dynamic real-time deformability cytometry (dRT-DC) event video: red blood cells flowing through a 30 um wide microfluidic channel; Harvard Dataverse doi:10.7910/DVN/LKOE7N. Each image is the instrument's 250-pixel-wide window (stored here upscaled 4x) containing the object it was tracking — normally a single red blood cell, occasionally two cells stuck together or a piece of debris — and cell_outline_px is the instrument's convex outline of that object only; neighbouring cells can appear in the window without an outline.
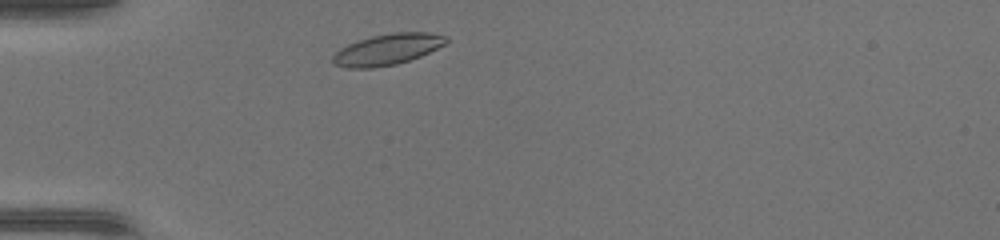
{"species": "common noctule bat (a hibernating species)", "species_latin": "Nyctalus noctula", "temperature_condition": "warm", "stored_images_in_passage": 33, "camera_frame_rate_fps": 3000, "um_per_image_px": 0.085, "animal": {"sex": "female", "body_mass_g": 17.0, "forearm_length_mm": 48.0}, "frame": {"image": 1, "passage_image": 2, "time_ms": 0.333, "image_size_px": [1000, 240], "cell_outline_px": [[448, 40], [444, 44], [420, 56], [396, 64], [372, 68], [348, 68], [332, 64], [332, 56], [340, 48], [348, 44], [372, 36], [392, 32], [428, 32], [448, 36]], "centroid_in_image_um": [32.9, 4.2], "position_along_channel_um": 52.1, "area_um2": 20.4}}
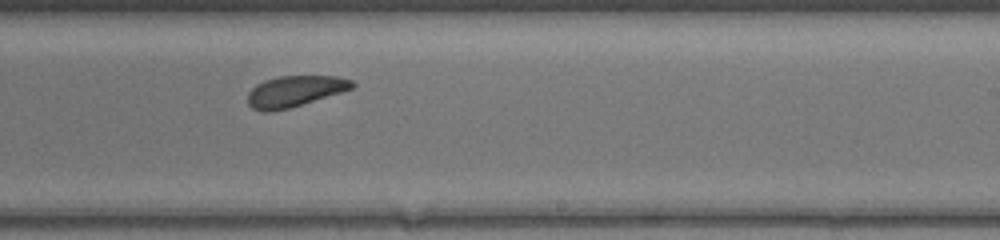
{"frame": {"image": 2, "passage_image": 18, "time_ms": 5.667, "image_size_px": [1000, 240], "cell_outline_px": [[356, 84], [352, 88], [340, 92], [288, 108], [272, 112], [264, 112], [252, 108], [248, 104], [248, 92], [256, 84], [264, 80], [276, 76], [336, 76], [352, 80]], "centroid_in_image_um": [25.01, 7.75], "position_along_channel_um": 264.0, "area_um2": 18.73}}
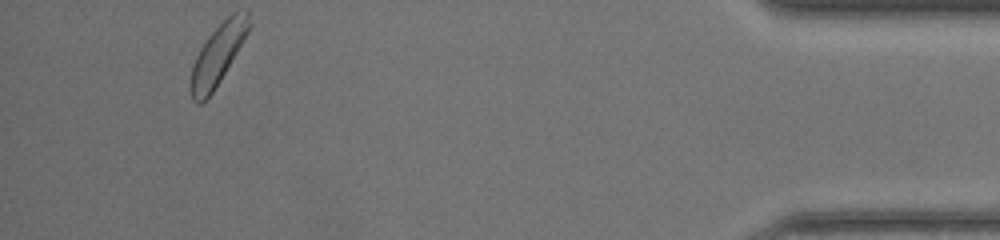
{"frame": {"image": 3, "passage_image": 33, "time_ms": 10.667, "image_size_px": [1000, 240], "cell_outline_px": [[252, 24], [248, 32], [220, 80], [212, 92], [200, 104], [196, 104], [192, 100], [188, 88], [188, 84], [192, 64], [200, 48], [208, 36], [232, 12], [248, 12]], "centroid_in_image_um": [18.46, 4.68], "position_along_channel_um": 416.7, "area_um2": 20.4}, "authors_computed_cell_mechanics": {"area_um2": 19.941, "velocity_mm_per_s": 4.3101, "shape_relaxation_time_tau1_ms": 2.5252, "shape_relaxation_time_tau2_ms": 5.1232, "deformation_change_tau1": 0.0728, "deformation_change_tau2": 0.1063}}